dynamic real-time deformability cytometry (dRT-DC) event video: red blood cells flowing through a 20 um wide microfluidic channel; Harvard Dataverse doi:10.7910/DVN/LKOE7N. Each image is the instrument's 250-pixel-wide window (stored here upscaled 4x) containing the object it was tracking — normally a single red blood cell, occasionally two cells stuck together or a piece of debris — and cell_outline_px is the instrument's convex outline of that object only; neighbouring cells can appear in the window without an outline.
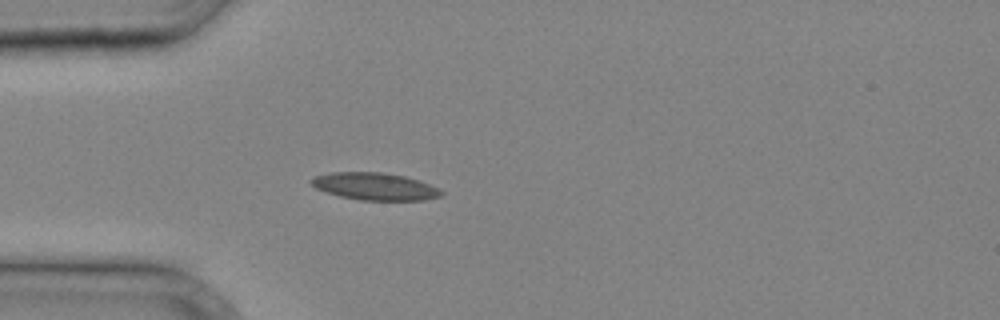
{"species": "common noctule bat (a hibernating species)", "species_latin": "Nyctalus noctula", "temperature_condition": "cold", "stored_images_in_passage": 27, "camera_frame_rate_fps": 3000, "um_per_image_px": 0.085, "animal": {"sex": "male", "body_mass_g": 20.4}, "frame": {"image": 1, "passage_image": 1, "time_ms": 0.0, "image_size_px": [1000, 320], "cell_outline_px": [[444, 192], [440, 196], [424, 200], [360, 200], [340, 196], [316, 188], [308, 180], [312, 176], [332, 172], [384, 172], [404, 176], [420, 180]], "centroid_in_image_um": [31.83, 15.83], "position_along_channel_um": 53.2, "area_um2": 20.63}}
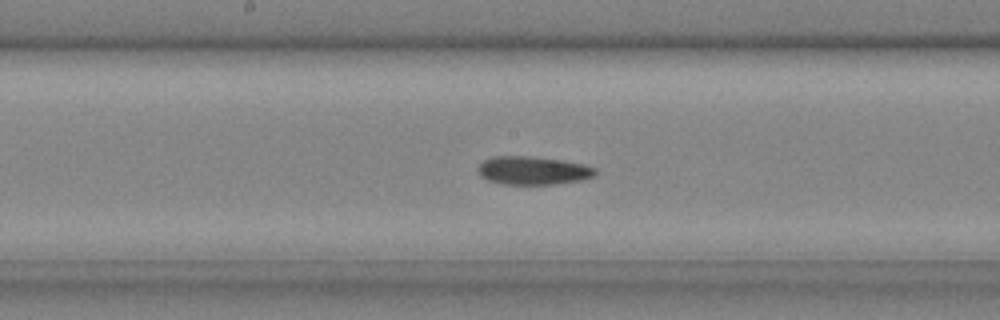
{"frame": {"image": 2, "passage_image": 10, "time_ms": 3.0, "image_size_px": [1000, 320], "cell_outline_px": [[596, 176], [580, 180], [556, 184], [504, 184], [488, 180], [480, 176], [476, 168], [484, 160], [492, 156], [532, 156], [560, 160], [584, 164], [596, 168]], "centroid_in_image_um": [45.29, 14.49], "position_along_channel_um": 202.9, "area_um2": 19.42}}
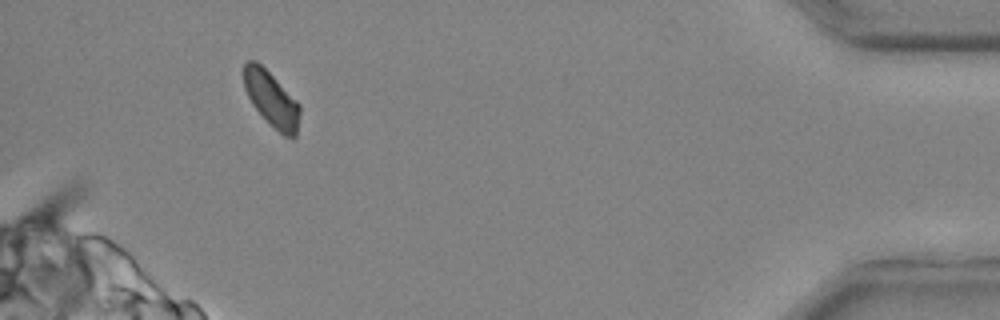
{"frame": {"image": 3, "passage_image": 25, "time_ms": 8.0, "image_size_px": [1000, 320], "cell_outline_px": [[300, 112], [296, 136], [284, 136], [252, 104], [244, 88], [244, 64], [248, 60], [256, 60], [300, 104]], "centroid_in_image_um": [23.07, 8.39], "position_along_channel_um": 412.1, "area_um2": 17.34}}